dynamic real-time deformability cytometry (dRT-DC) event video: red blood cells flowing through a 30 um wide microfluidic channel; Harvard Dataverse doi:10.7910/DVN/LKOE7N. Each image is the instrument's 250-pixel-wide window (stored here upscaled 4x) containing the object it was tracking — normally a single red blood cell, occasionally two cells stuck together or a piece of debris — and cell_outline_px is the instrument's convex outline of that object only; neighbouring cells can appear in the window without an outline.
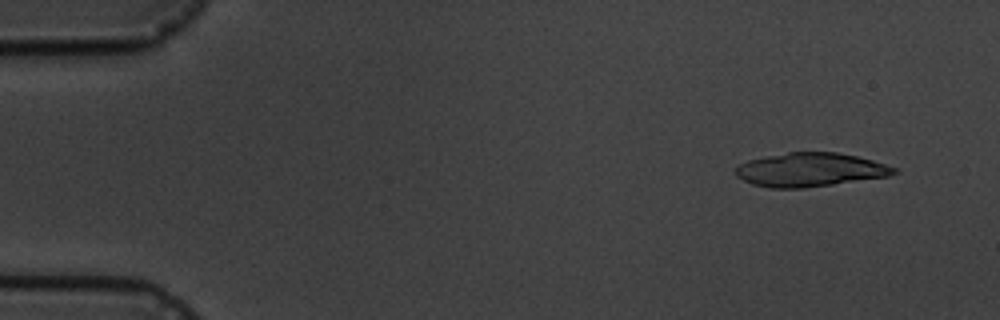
{"species": "common noctule bat (a hibernating species)", "species_latin": "Nyctalus noctula", "temperature_condition": "cold", "stored_images_in_passage": 5, "camera_frame_rate_fps": 3000, "um_per_image_px": 0.085, "animal": {"sex": "male", "body_mass_g": 19.5, "forearm_length_mm": 54.6}, "frame": {"image": 1, "passage_image": 1, "time_ms": 0.0, "image_size_px": [1000, 320], "cell_outline_px": [[900, 172], [888, 176], [804, 188], [768, 188], [752, 184], [736, 176], [736, 168], [740, 164], [748, 160], [764, 156], [788, 152], [836, 152], [856, 156], [872, 160], [896, 168]], "centroid_in_image_um": [68.84, 14.43], "position_along_channel_um": 16.2, "area_um2": 31.04}}